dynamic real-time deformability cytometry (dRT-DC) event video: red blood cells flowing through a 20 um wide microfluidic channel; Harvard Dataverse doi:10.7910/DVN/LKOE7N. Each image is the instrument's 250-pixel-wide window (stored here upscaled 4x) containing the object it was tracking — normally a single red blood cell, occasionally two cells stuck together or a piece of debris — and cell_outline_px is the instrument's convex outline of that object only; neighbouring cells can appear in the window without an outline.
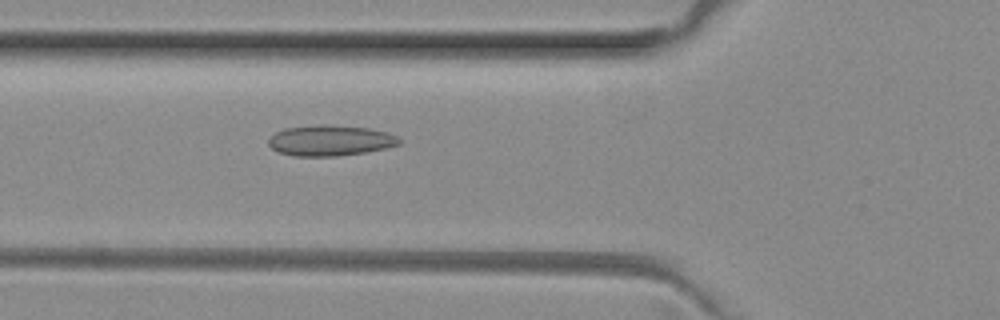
{"species": "common noctule bat (a hibernating species)", "species_latin": "Nyctalus noctula", "temperature_condition": "room temperature", "stored_images_in_passage": 5, "camera_frame_rate_fps": 3000, "um_per_image_px": 0.085, "animal": {"sex": "female", "body_mass_g": 29.2, "forearm_length_mm": 56.3}, "frame": {"image": 1, "passage_image": 5, "time_ms": 1.333, "image_size_px": [1000, 320], "cell_outline_px": [[400, 144], [384, 148], [364, 152], [336, 156], [292, 156], [280, 152], [272, 148], [268, 144], [268, 140], [276, 132], [284, 128], [320, 124], [328, 124], [368, 128], [388, 132], [396, 136], [400, 140]], "centroid_in_image_um": [28.05, 11.93], "position_along_channel_um": 97.7, "area_um2": 23.29}}